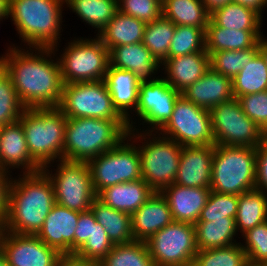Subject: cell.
<instances>
[{
	"label": "cell",
	"mask_w": 267,
	"mask_h": 266,
	"mask_svg": "<svg viewBox=\"0 0 267 266\" xmlns=\"http://www.w3.org/2000/svg\"><path fill=\"white\" fill-rule=\"evenodd\" d=\"M12 44L3 57L6 74L11 78L21 104L25 108L58 107L63 81L57 51L47 47L25 49L23 43L21 46Z\"/></svg>",
	"instance_id": "obj_1"
},
{
	"label": "cell",
	"mask_w": 267,
	"mask_h": 266,
	"mask_svg": "<svg viewBox=\"0 0 267 266\" xmlns=\"http://www.w3.org/2000/svg\"><path fill=\"white\" fill-rule=\"evenodd\" d=\"M18 176L11 179L9 186L4 230L37 235L55 204L54 187L43 170Z\"/></svg>",
	"instance_id": "obj_2"
},
{
	"label": "cell",
	"mask_w": 267,
	"mask_h": 266,
	"mask_svg": "<svg viewBox=\"0 0 267 266\" xmlns=\"http://www.w3.org/2000/svg\"><path fill=\"white\" fill-rule=\"evenodd\" d=\"M63 5L65 0H9L8 17L24 46L59 52Z\"/></svg>",
	"instance_id": "obj_3"
},
{
	"label": "cell",
	"mask_w": 267,
	"mask_h": 266,
	"mask_svg": "<svg viewBox=\"0 0 267 266\" xmlns=\"http://www.w3.org/2000/svg\"><path fill=\"white\" fill-rule=\"evenodd\" d=\"M129 131L127 120L67 118L63 160L88 162L118 145Z\"/></svg>",
	"instance_id": "obj_4"
},
{
	"label": "cell",
	"mask_w": 267,
	"mask_h": 266,
	"mask_svg": "<svg viewBox=\"0 0 267 266\" xmlns=\"http://www.w3.org/2000/svg\"><path fill=\"white\" fill-rule=\"evenodd\" d=\"M19 121L30 156L41 168L63 159L67 118L58 107L25 108Z\"/></svg>",
	"instance_id": "obj_5"
},
{
	"label": "cell",
	"mask_w": 267,
	"mask_h": 266,
	"mask_svg": "<svg viewBox=\"0 0 267 266\" xmlns=\"http://www.w3.org/2000/svg\"><path fill=\"white\" fill-rule=\"evenodd\" d=\"M128 136L138 143L142 179L155 192L174 184L182 146L158 132L141 131L137 125L128 132Z\"/></svg>",
	"instance_id": "obj_6"
},
{
	"label": "cell",
	"mask_w": 267,
	"mask_h": 266,
	"mask_svg": "<svg viewBox=\"0 0 267 266\" xmlns=\"http://www.w3.org/2000/svg\"><path fill=\"white\" fill-rule=\"evenodd\" d=\"M256 148L214 145L211 191L240 195L255 189Z\"/></svg>",
	"instance_id": "obj_7"
},
{
	"label": "cell",
	"mask_w": 267,
	"mask_h": 266,
	"mask_svg": "<svg viewBox=\"0 0 267 266\" xmlns=\"http://www.w3.org/2000/svg\"><path fill=\"white\" fill-rule=\"evenodd\" d=\"M94 37H74L63 47V52L58 57L63 84L105 78L109 66V50L95 35Z\"/></svg>",
	"instance_id": "obj_8"
},
{
	"label": "cell",
	"mask_w": 267,
	"mask_h": 266,
	"mask_svg": "<svg viewBox=\"0 0 267 266\" xmlns=\"http://www.w3.org/2000/svg\"><path fill=\"white\" fill-rule=\"evenodd\" d=\"M56 163L53 171L52 164L42 168L52 181L55 203L78 212L89 211L96 194L88 163L63 159Z\"/></svg>",
	"instance_id": "obj_9"
},
{
	"label": "cell",
	"mask_w": 267,
	"mask_h": 266,
	"mask_svg": "<svg viewBox=\"0 0 267 266\" xmlns=\"http://www.w3.org/2000/svg\"><path fill=\"white\" fill-rule=\"evenodd\" d=\"M87 163L96 195L106 187L142 179L137 143L129 136Z\"/></svg>",
	"instance_id": "obj_10"
},
{
	"label": "cell",
	"mask_w": 267,
	"mask_h": 266,
	"mask_svg": "<svg viewBox=\"0 0 267 266\" xmlns=\"http://www.w3.org/2000/svg\"><path fill=\"white\" fill-rule=\"evenodd\" d=\"M58 108L66 118L126 120L114 107L104 79L63 84Z\"/></svg>",
	"instance_id": "obj_11"
},
{
	"label": "cell",
	"mask_w": 267,
	"mask_h": 266,
	"mask_svg": "<svg viewBox=\"0 0 267 266\" xmlns=\"http://www.w3.org/2000/svg\"><path fill=\"white\" fill-rule=\"evenodd\" d=\"M215 145L256 148L267 134L242 110L236 98L210 110Z\"/></svg>",
	"instance_id": "obj_12"
},
{
	"label": "cell",
	"mask_w": 267,
	"mask_h": 266,
	"mask_svg": "<svg viewBox=\"0 0 267 266\" xmlns=\"http://www.w3.org/2000/svg\"><path fill=\"white\" fill-rule=\"evenodd\" d=\"M155 266H192L198 252L195 225L173 221L146 242Z\"/></svg>",
	"instance_id": "obj_13"
},
{
	"label": "cell",
	"mask_w": 267,
	"mask_h": 266,
	"mask_svg": "<svg viewBox=\"0 0 267 266\" xmlns=\"http://www.w3.org/2000/svg\"><path fill=\"white\" fill-rule=\"evenodd\" d=\"M158 133L181 146L215 145L210 111L200 108L182 95L175 102L171 117Z\"/></svg>",
	"instance_id": "obj_14"
},
{
	"label": "cell",
	"mask_w": 267,
	"mask_h": 266,
	"mask_svg": "<svg viewBox=\"0 0 267 266\" xmlns=\"http://www.w3.org/2000/svg\"><path fill=\"white\" fill-rule=\"evenodd\" d=\"M180 96L181 92L175 90L161 77L155 81L140 82L135 114L127 119L129 130L137 124L134 116L136 115L139 123L141 122L139 125L144 127L142 131L158 132L171 117L175 102Z\"/></svg>",
	"instance_id": "obj_15"
},
{
	"label": "cell",
	"mask_w": 267,
	"mask_h": 266,
	"mask_svg": "<svg viewBox=\"0 0 267 266\" xmlns=\"http://www.w3.org/2000/svg\"><path fill=\"white\" fill-rule=\"evenodd\" d=\"M0 251L9 266H56L62 256L36 235H21L3 230Z\"/></svg>",
	"instance_id": "obj_16"
},
{
	"label": "cell",
	"mask_w": 267,
	"mask_h": 266,
	"mask_svg": "<svg viewBox=\"0 0 267 266\" xmlns=\"http://www.w3.org/2000/svg\"><path fill=\"white\" fill-rule=\"evenodd\" d=\"M80 213L55 203L36 236L61 255H73L74 233Z\"/></svg>",
	"instance_id": "obj_17"
},
{
	"label": "cell",
	"mask_w": 267,
	"mask_h": 266,
	"mask_svg": "<svg viewBox=\"0 0 267 266\" xmlns=\"http://www.w3.org/2000/svg\"><path fill=\"white\" fill-rule=\"evenodd\" d=\"M16 168L22 169L21 174L42 170L30 156L19 120L0 127V169L13 173L12 170Z\"/></svg>",
	"instance_id": "obj_18"
},
{
	"label": "cell",
	"mask_w": 267,
	"mask_h": 266,
	"mask_svg": "<svg viewBox=\"0 0 267 266\" xmlns=\"http://www.w3.org/2000/svg\"><path fill=\"white\" fill-rule=\"evenodd\" d=\"M109 66L131 71L140 82L155 81L162 64L142 42L116 46L109 50ZM157 76V77H156Z\"/></svg>",
	"instance_id": "obj_19"
},
{
	"label": "cell",
	"mask_w": 267,
	"mask_h": 266,
	"mask_svg": "<svg viewBox=\"0 0 267 266\" xmlns=\"http://www.w3.org/2000/svg\"><path fill=\"white\" fill-rule=\"evenodd\" d=\"M214 145L182 146L175 184L210 188Z\"/></svg>",
	"instance_id": "obj_20"
},
{
	"label": "cell",
	"mask_w": 267,
	"mask_h": 266,
	"mask_svg": "<svg viewBox=\"0 0 267 266\" xmlns=\"http://www.w3.org/2000/svg\"><path fill=\"white\" fill-rule=\"evenodd\" d=\"M210 192V188L185 187L175 183L160 191L168 202L173 220L190 224L198 221Z\"/></svg>",
	"instance_id": "obj_21"
},
{
	"label": "cell",
	"mask_w": 267,
	"mask_h": 266,
	"mask_svg": "<svg viewBox=\"0 0 267 266\" xmlns=\"http://www.w3.org/2000/svg\"><path fill=\"white\" fill-rule=\"evenodd\" d=\"M181 95L200 108L210 111L213 107L234 98L232 79L211 68Z\"/></svg>",
	"instance_id": "obj_22"
},
{
	"label": "cell",
	"mask_w": 267,
	"mask_h": 266,
	"mask_svg": "<svg viewBox=\"0 0 267 266\" xmlns=\"http://www.w3.org/2000/svg\"><path fill=\"white\" fill-rule=\"evenodd\" d=\"M162 77L178 92L199 80L210 69V56L206 50L192 54L167 58L162 63Z\"/></svg>",
	"instance_id": "obj_23"
},
{
	"label": "cell",
	"mask_w": 267,
	"mask_h": 266,
	"mask_svg": "<svg viewBox=\"0 0 267 266\" xmlns=\"http://www.w3.org/2000/svg\"><path fill=\"white\" fill-rule=\"evenodd\" d=\"M173 221L167 200L160 192H155L131 215L133 238L146 242L157 231Z\"/></svg>",
	"instance_id": "obj_24"
},
{
	"label": "cell",
	"mask_w": 267,
	"mask_h": 266,
	"mask_svg": "<svg viewBox=\"0 0 267 266\" xmlns=\"http://www.w3.org/2000/svg\"><path fill=\"white\" fill-rule=\"evenodd\" d=\"M154 193L143 179H138L106 187L96 197L109 207L132 215Z\"/></svg>",
	"instance_id": "obj_25"
},
{
	"label": "cell",
	"mask_w": 267,
	"mask_h": 266,
	"mask_svg": "<svg viewBox=\"0 0 267 266\" xmlns=\"http://www.w3.org/2000/svg\"><path fill=\"white\" fill-rule=\"evenodd\" d=\"M104 81L114 107L127 120L136 111L140 81L131 71L112 66H108Z\"/></svg>",
	"instance_id": "obj_26"
},
{
	"label": "cell",
	"mask_w": 267,
	"mask_h": 266,
	"mask_svg": "<svg viewBox=\"0 0 267 266\" xmlns=\"http://www.w3.org/2000/svg\"><path fill=\"white\" fill-rule=\"evenodd\" d=\"M262 30H235L219 27L210 19L205 31L206 51H237L254 47L263 35Z\"/></svg>",
	"instance_id": "obj_27"
},
{
	"label": "cell",
	"mask_w": 267,
	"mask_h": 266,
	"mask_svg": "<svg viewBox=\"0 0 267 266\" xmlns=\"http://www.w3.org/2000/svg\"><path fill=\"white\" fill-rule=\"evenodd\" d=\"M145 25V22L118 10L111 21L95 36L110 50L116 46L142 42Z\"/></svg>",
	"instance_id": "obj_28"
},
{
	"label": "cell",
	"mask_w": 267,
	"mask_h": 266,
	"mask_svg": "<svg viewBox=\"0 0 267 266\" xmlns=\"http://www.w3.org/2000/svg\"><path fill=\"white\" fill-rule=\"evenodd\" d=\"M194 225L198 250L227 247L238 243L236 238L239 233L235 218L212 219V221L196 222Z\"/></svg>",
	"instance_id": "obj_29"
},
{
	"label": "cell",
	"mask_w": 267,
	"mask_h": 266,
	"mask_svg": "<svg viewBox=\"0 0 267 266\" xmlns=\"http://www.w3.org/2000/svg\"><path fill=\"white\" fill-rule=\"evenodd\" d=\"M90 210L94 214L96 221L105 229L114 245L134 240L131 214L115 210L104 204L97 197L93 200Z\"/></svg>",
	"instance_id": "obj_30"
},
{
	"label": "cell",
	"mask_w": 267,
	"mask_h": 266,
	"mask_svg": "<svg viewBox=\"0 0 267 266\" xmlns=\"http://www.w3.org/2000/svg\"><path fill=\"white\" fill-rule=\"evenodd\" d=\"M163 17L175 25L206 29L210 13L202 0H162Z\"/></svg>",
	"instance_id": "obj_31"
},
{
	"label": "cell",
	"mask_w": 267,
	"mask_h": 266,
	"mask_svg": "<svg viewBox=\"0 0 267 266\" xmlns=\"http://www.w3.org/2000/svg\"><path fill=\"white\" fill-rule=\"evenodd\" d=\"M209 19L219 27L232 30H261L264 25L257 12L234 2L214 9Z\"/></svg>",
	"instance_id": "obj_32"
},
{
	"label": "cell",
	"mask_w": 267,
	"mask_h": 266,
	"mask_svg": "<svg viewBox=\"0 0 267 266\" xmlns=\"http://www.w3.org/2000/svg\"><path fill=\"white\" fill-rule=\"evenodd\" d=\"M65 6L98 34L118 11V0H65Z\"/></svg>",
	"instance_id": "obj_33"
},
{
	"label": "cell",
	"mask_w": 267,
	"mask_h": 266,
	"mask_svg": "<svg viewBox=\"0 0 267 266\" xmlns=\"http://www.w3.org/2000/svg\"><path fill=\"white\" fill-rule=\"evenodd\" d=\"M267 220V194L253 189L238 195V209L235 218L237 232L247 230Z\"/></svg>",
	"instance_id": "obj_34"
},
{
	"label": "cell",
	"mask_w": 267,
	"mask_h": 266,
	"mask_svg": "<svg viewBox=\"0 0 267 266\" xmlns=\"http://www.w3.org/2000/svg\"><path fill=\"white\" fill-rule=\"evenodd\" d=\"M234 98L267 90V65L258 52L232 80Z\"/></svg>",
	"instance_id": "obj_35"
},
{
	"label": "cell",
	"mask_w": 267,
	"mask_h": 266,
	"mask_svg": "<svg viewBox=\"0 0 267 266\" xmlns=\"http://www.w3.org/2000/svg\"><path fill=\"white\" fill-rule=\"evenodd\" d=\"M100 266H155L149 254L147 244L133 240L116 244L99 262Z\"/></svg>",
	"instance_id": "obj_36"
},
{
	"label": "cell",
	"mask_w": 267,
	"mask_h": 266,
	"mask_svg": "<svg viewBox=\"0 0 267 266\" xmlns=\"http://www.w3.org/2000/svg\"><path fill=\"white\" fill-rule=\"evenodd\" d=\"M176 25L164 18L146 23L142 43L161 64L168 58Z\"/></svg>",
	"instance_id": "obj_37"
},
{
	"label": "cell",
	"mask_w": 267,
	"mask_h": 266,
	"mask_svg": "<svg viewBox=\"0 0 267 266\" xmlns=\"http://www.w3.org/2000/svg\"><path fill=\"white\" fill-rule=\"evenodd\" d=\"M259 52L258 43L249 49L237 51H217L208 53L210 56V68L230 79L234 77L248 64Z\"/></svg>",
	"instance_id": "obj_38"
},
{
	"label": "cell",
	"mask_w": 267,
	"mask_h": 266,
	"mask_svg": "<svg viewBox=\"0 0 267 266\" xmlns=\"http://www.w3.org/2000/svg\"><path fill=\"white\" fill-rule=\"evenodd\" d=\"M192 266H249L240 242L215 249L198 250Z\"/></svg>",
	"instance_id": "obj_39"
},
{
	"label": "cell",
	"mask_w": 267,
	"mask_h": 266,
	"mask_svg": "<svg viewBox=\"0 0 267 266\" xmlns=\"http://www.w3.org/2000/svg\"><path fill=\"white\" fill-rule=\"evenodd\" d=\"M206 29L176 25L170 43L168 58L192 54L206 50Z\"/></svg>",
	"instance_id": "obj_40"
},
{
	"label": "cell",
	"mask_w": 267,
	"mask_h": 266,
	"mask_svg": "<svg viewBox=\"0 0 267 266\" xmlns=\"http://www.w3.org/2000/svg\"><path fill=\"white\" fill-rule=\"evenodd\" d=\"M242 248L246 251L249 266L267 264V220L242 235Z\"/></svg>",
	"instance_id": "obj_41"
},
{
	"label": "cell",
	"mask_w": 267,
	"mask_h": 266,
	"mask_svg": "<svg viewBox=\"0 0 267 266\" xmlns=\"http://www.w3.org/2000/svg\"><path fill=\"white\" fill-rule=\"evenodd\" d=\"M237 209V195L211 191L197 222L212 221V219H226V217L236 218Z\"/></svg>",
	"instance_id": "obj_42"
},
{
	"label": "cell",
	"mask_w": 267,
	"mask_h": 266,
	"mask_svg": "<svg viewBox=\"0 0 267 266\" xmlns=\"http://www.w3.org/2000/svg\"><path fill=\"white\" fill-rule=\"evenodd\" d=\"M114 247L105 229L98 223L92 224L91 236L73 254L74 256L99 263Z\"/></svg>",
	"instance_id": "obj_43"
},
{
	"label": "cell",
	"mask_w": 267,
	"mask_h": 266,
	"mask_svg": "<svg viewBox=\"0 0 267 266\" xmlns=\"http://www.w3.org/2000/svg\"><path fill=\"white\" fill-rule=\"evenodd\" d=\"M24 110L11 78L5 74L0 79V127L17 122Z\"/></svg>",
	"instance_id": "obj_44"
},
{
	"label": "cell",
	"mask_w": 267,
	"mask_h": 266,
	"mask_svg": "<svg viewBox=\"0 0 267 266\" xmlns=\"http://www.w3.org/2000/svg\"><path fill=\"white\" fill-rule=\"evenodd\" d=\"M118 10L145 23L163 16L162 0H118Z\"/></svg>",
	"instance_id": "obj_45"
},
{
	"label": "cell",
	"mask_w": 267,
	"mask_h": 266,
	"mask_svg": "<svg viewBox=\"0 0 267 266\" xmlns=\"http://www.w3.org/2000/svg\"><path fill=\"white\" fill-rule=\"evenodd\" d=\"M243 112L267 134V90L237 98Z\"/></svg>",
	"instance_id": "obj_46"
},
{
	"label": "cell",
	"mask_w": 267,
	"mask_h": 266,
	"mask_svg": "<svg viewBox=\"0 0 267 266\" xmlns=\"http://www.w3.org/2000/svg\"><path fill=\"white\" fill-rule=\"evenodd\" d=\"M255 189L267 194V138L256 147Z\"/></svg>",
	"instance_id": "obj_47"
},
{
	"label": "cell",
	"mask_w": 267,
	"mask_h": 266,
	"mask_svg": "<svg viewBox=\"0 0 267 266\" xmlns=\"http://www.w3.org/2000/svg\"><path fill=\"white\" fill-rule=\"evenodd\" d=\"M96 222L91 210L79 214L77 228L74 233V253L91 236L92 224H96Z\"/></svg>",
	"instance_id": "obj_48"
},
{
	"label": "cell",
	"mask_w": 267,
	"mask_h": 266,
	"mask_svg": "<svg viewBox=\"0 0 267 266\" xmlns=\"http://www.w3.org/2000/svg\"><path fill=\"white\" fill-rule=\"evenodd\" d=\"M11 172L0 169V221L4 224L8 208V192L11 183Z\"/></svg>",
	"instance_id": "obj_49"
},
{
	"label": "cell",
	"mask_w": 267,
	"mask_h": 266,
	"mask_svg": "<svg viewBox=\"0 0 267 266\" xmlns=\"http://www.w3.org/2000/svg\"><path fill=\"white\" fill-rule=\"evenodd\" d=\"M56 266H100L97 262L86 261L74 255H62Z\"/></svg>",
	"instance_id": "obj_50"
},
{
	"label": "cell",
	"mask_w": 267,
	"mask_h": 266,
	"mask_svg": "<svg viewBox=\"0 0 267 266\" xmlns=\"http://www.w3.org/2000/svg\"><path fill=\"white\" fill-rule=\"evenodd\" d=\"M232 2L254 10L262 18H263V12L267 8V0H232Z\"/></svg>",
	"instance_id": "obj_51"
},
{
	"label": "cell",
	"mask_w": 267,
	"mask_h": 266,
	"mask_svg": "<svg viewBox=\"0 0 267 266\" xmlns=\"http://www.w3.org/2000/svg\"><path fill=\"white\" fill-rule=\"evenodd\" d=\"M205 8L210 13L214 9L224 6L227 3H231L232 0H202Z\"/></svg>",
	"instance_id": "obj_52"
},
{
	"label": "cell",
	"mask_w": 267,
	"mask_h": 266,
	"mask_svg": "<svg viewBox=\"0 0 267 266\" xmlns=\"http://www.w3.org/2000/svg\"><path fill=\"white\" fill-rule=\"evenodd\" d=\"M259 53L267 65V37L262 35L258 41Z\"/></svg>",
	"instance_id": "obj_53"
},
{
	"label": "cell",
	"mask_w": 267,
	"mask_h": 266,
	"mask_svg": "<svg viewBox=\"0 0 267 266\" xmlns=\"http://www.w3.org/2000/svg\"><path fill=\"white\" fill-rule=\"evenodd\" d=\"M9 0H0V15H8Z\"/></svg>",
	"instance_id": "obj_54"
},
{
	"label": "cell",
	"mask_w": 267,
	"mask_h": 266,
	"mask_svg": "<svg viewBox=\"0 0 267 266\" xmlns=\"http://www.w3.org/2000/svg\"><path fill=\"white\" fill-rule=\"evenodd\" d=\"M6 74V64L3 55L0 56V79Z\"/></svg>",
	"instance_id": "obj_55"
},
{
	"label": "cell",
	"mask_w": 267,
	"mask_h": 266,
	"mask_svg": "<svg viewBox=\"0 0 267 266\" xmlns=\"http://www.w3.org/2000/svg\"><path fill=\"white\" fill-rule=\"evenodd\" d=\"M0 266H9L5 256L0 251Z\"/></svg>",
	"instance_id": "obj_56"
},
{
	"label": "cell",
	"mask_w": 267,
	"mask_h": 266,
	"mask_svg": "<svg viewBox=\"0 0 267 266\" xmlns=\"http://www.w3.org/2000/svg\"><path fill=\"white\" fill-rule=\"evenodd\" d=\"M3 230H4V224L0 221V240H1Z\"/></svg>",
	"instance_id": "obj_57"
},
{
	"label": "cell",
	"mask_w": 267,
	"mask_h": 266,
	"mask_svg": "<svg viewBox=\"0 0 267 266\" xmlns=\"http://www.w3.org/2000/svg\"><path fill=\"white\" fill-rule=\"evenodd\" d=\"M8 18V15H0V21H2L3 19H7Z\"/></svg>",
	"instance_id": "obj_58"
}]
</instances>
